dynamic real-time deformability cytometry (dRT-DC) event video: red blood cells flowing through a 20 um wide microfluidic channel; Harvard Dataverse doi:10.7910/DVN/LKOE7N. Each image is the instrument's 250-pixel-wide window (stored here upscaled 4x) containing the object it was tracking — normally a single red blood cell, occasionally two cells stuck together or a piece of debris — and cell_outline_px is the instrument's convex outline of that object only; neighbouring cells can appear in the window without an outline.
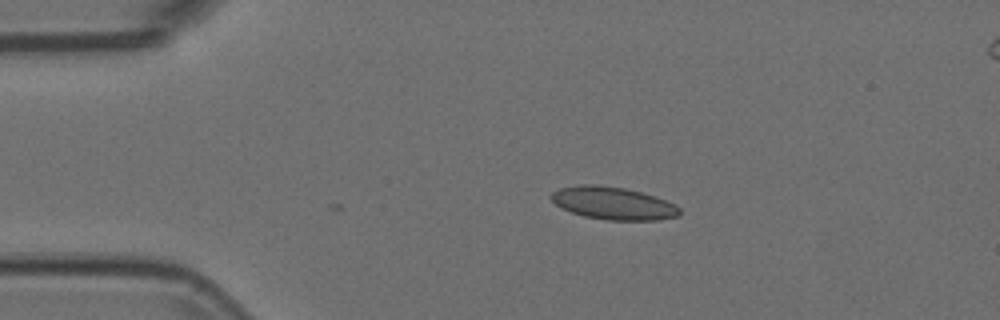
{"species": "Egyptian fruit bat (a non-hibernating species)", "species_latin": "Rousettus aegyptiacus", "temperature_condition": "room temperature", "stored_images_in_passage": 6, "camera_frame_rate_fps": 3000, "um_per_image_px": 0.085, "animal": {"sex": "female"}, "frame": {"image": 1, "passage_image": 6, "time_ms": 1.667, "image_size_px": [1000, 320], "cell_outline_px": [[680, 216], [656, 220], [608, 220], [584, 216], [572, 212], [556, 204], [548, 196], [552, 192], [560, 188], [580, 184], [596, 184], [624, 188], [640, 192], [676, 204], [680, 208]], "centroid_in_image_um": [52.11, 17.27], "position_along_channel_um": 32.9, "area_um2": 24.28}}